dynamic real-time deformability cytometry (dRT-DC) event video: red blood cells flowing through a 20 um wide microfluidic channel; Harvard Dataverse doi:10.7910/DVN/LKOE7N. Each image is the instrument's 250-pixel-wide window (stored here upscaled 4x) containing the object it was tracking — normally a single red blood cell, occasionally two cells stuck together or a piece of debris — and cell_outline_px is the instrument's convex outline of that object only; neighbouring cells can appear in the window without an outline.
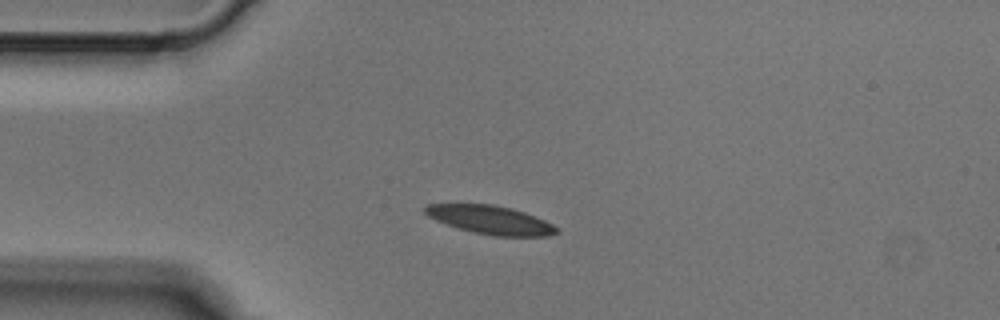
{"species": "Egyptian fruit bat (a non-hibernating species)", "species_latin": "Rousettus aegyptiacus", "temperature_condition": "cold", "stored_images_in_passage": 4, "camera_frame_rate_fps": 3000, "um_per_image_px": 0.085, "animal": {"sex": "male"}, "frame": {"image": 1, "passage_image": 2, "time_ms": 0.333, "image_size_px": [1000, 320], "cell_outline_px": [[560, 232], [548, 236], [496, 236], [472, 232], [436, 220], [428, 216], [424, 212], [424, 208], [428, 204], [492, 204], [512, 208], [524, 212], [544, 220], [552, 224]], "centroid_in_image_um": [41.7, 18.69], "position_along_channel_um": 43.3, "area_um2": 21.62}}
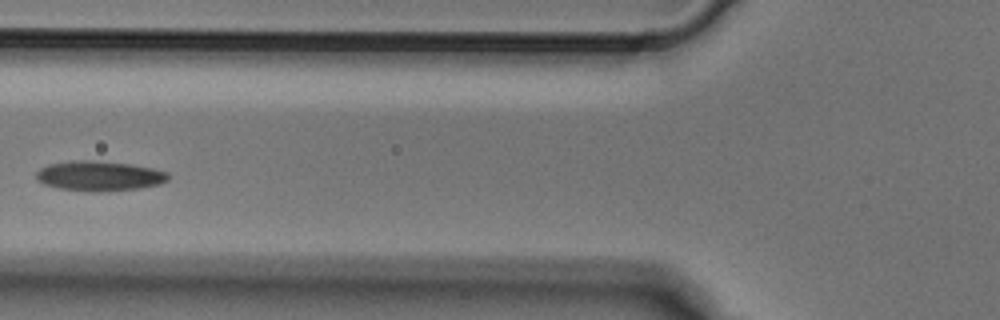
{"frame": {"image": 2, "passage_image": 4, "time_ms": 1.0, "image_size_px": [1000, 320], "cell_outline_px": [[168, 180], [160, 184], [140, 188], [108, 192], [92, 192], [60, 188], [44, 184], [36, 180], [36, 172], [40, 168], [48, 164], [72, 160], [92, 160], [132, 164], [152, 168], [168, 172]], "centroid_in_image_um": [8.44, 14.96], "position_along_channel_um": 117.4, "area_um2": 23.29}}